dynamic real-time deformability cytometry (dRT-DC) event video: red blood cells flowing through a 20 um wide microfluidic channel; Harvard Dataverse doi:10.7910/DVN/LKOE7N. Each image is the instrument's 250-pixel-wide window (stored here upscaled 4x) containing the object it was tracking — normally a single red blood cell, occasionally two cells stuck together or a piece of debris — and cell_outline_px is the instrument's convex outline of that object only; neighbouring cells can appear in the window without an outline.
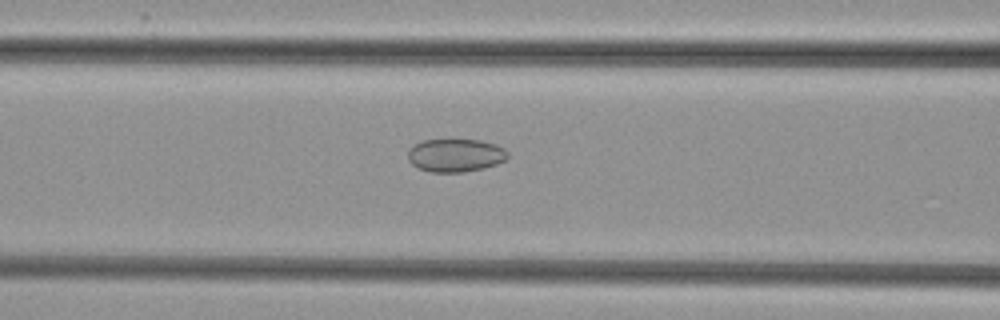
{"species": "common noctule bat (a hibernating species)", "species_latin": "Nyctalus noctula", "temperature_condition": "cold", "stored_images_in_passage": 4, "camera_frame_rate_fps": 3000, "um_per_image_px": 0.085, "animal": {"sex": "female", "body_mass_g": 29.2, "forearm_length_mm": 56.3}, "frame": {"image": 1, "passage_image": 3, "time_ms": 0.667, "image_size_px": [1000, 320], "cell_outline_px": [[508, 156], [504, 160], [496, 164], [484, 168], [464, 172], [432, 172], [420, 168], [412, 164], [408, 160], [408, 148], [420, 140], [480, 140], [496, 144], [504, 148], [508, 152]], "centroid_in_image_um": [38.7, 13.19], "position_along_channel_um": 127.9, "area_um2": 19.31}}